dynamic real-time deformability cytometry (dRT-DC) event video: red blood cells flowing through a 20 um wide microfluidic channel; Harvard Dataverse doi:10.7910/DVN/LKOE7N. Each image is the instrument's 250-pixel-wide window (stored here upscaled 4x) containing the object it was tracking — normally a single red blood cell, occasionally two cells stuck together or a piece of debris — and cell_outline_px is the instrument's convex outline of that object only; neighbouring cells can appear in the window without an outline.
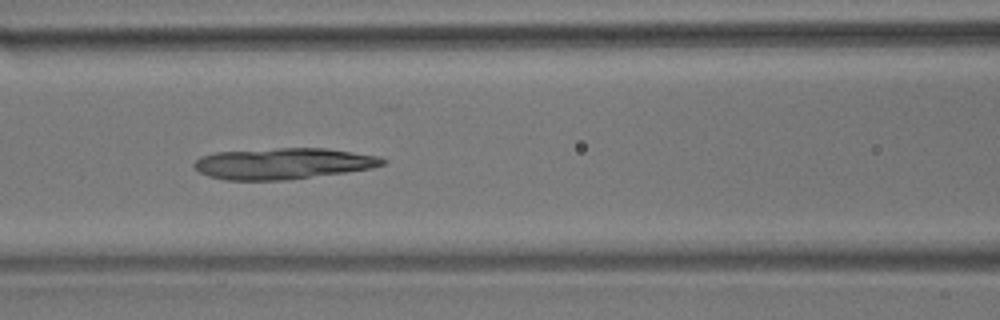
{"species": "common noctule bat (a hibernating species)", "species_latin": "Nyctalus noctula", "temperature_condition": "room temperature", "stored_images_in_passage": 7, "camera_frame_rate_fps": 3000, "um_per_image_px": 0.085, "animal": {"sex": "male", "body_mass_g": 17.9}, "frame": {"image": 1, "passage_image": 6, "time_ms": 1.667, "image_size_px": [1000, 320], "cell_outline_px": [[388, 160], [384, 164], [372, 168], [344, 172], [284, 180], [224, 180], [208, 176], [200, 172], [192, 164], [200, 156], [216, 152], [276, 148], [324, 148], [380, 156]], "centroid_in_image_um": [24.05, 13.9], "position_along_channel_um": 142.6, "area_um2": 34.1}}
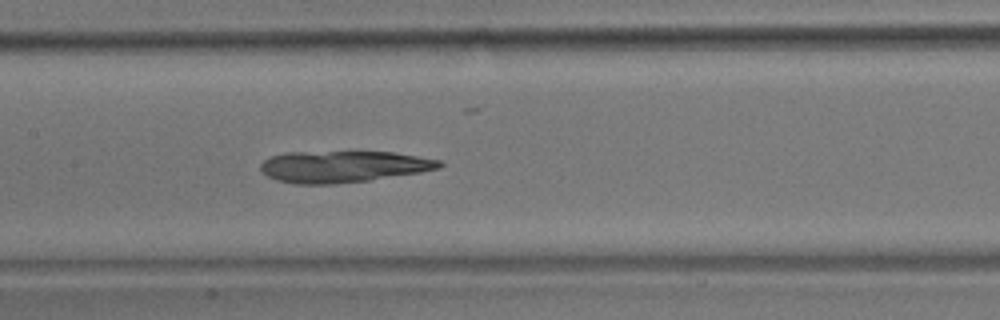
{"frame": {"image": 2, "passage_image": 7, "time_ms": 2.0, "image_size_px": [1000, 320], "cell_outline_px": [[444, 164], [440, 168], [420, 172], [368, 180], [332, 184], [296, 184], [276, 180], [260, 172], [260, 164], [264, 160], [272, 156], [288, 152], [396, 152], [440, 160]], "centroid_in_image_um": [29.16, 14.15], "position_along_channel_um": 178.2, "area_um2": 32.83}}